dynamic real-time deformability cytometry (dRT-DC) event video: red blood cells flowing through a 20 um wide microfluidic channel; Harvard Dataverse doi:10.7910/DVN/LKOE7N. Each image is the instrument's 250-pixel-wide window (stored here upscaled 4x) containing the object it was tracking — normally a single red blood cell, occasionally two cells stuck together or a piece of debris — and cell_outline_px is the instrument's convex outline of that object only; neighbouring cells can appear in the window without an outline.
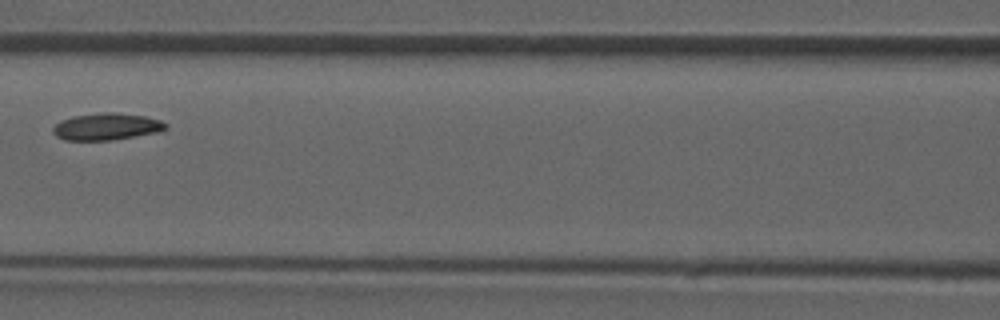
{"species": "common noctule bat (a hibernating species)", "species_latin": "Nyctalus noctula", "temperature_condition": "room temperature", "stored_images_in_passage": 5, "camera_frame_rate_fps": 3000, "um_per_image_px": 0.085, "animal": {"sex": "male", "forearm_length_mm": 52.5}, "frame": {"image": 1, "passage_image": 5, "time_ms": 4.667, "image_size_px": [1000, 320], "cell_outline_px": [[168, 128], [160, 132], [112, 140], [64, 140], [56, 136], [52, 132], [52, 128], [60, 120], [72, 116], [100, 112], [112, 112], [144, 116], [160, 120], [168, 124]], "centroid_in_image_um": [9.05, 10.76], "position_along_channel_um": 157.5, "area_um2": 17.86}}